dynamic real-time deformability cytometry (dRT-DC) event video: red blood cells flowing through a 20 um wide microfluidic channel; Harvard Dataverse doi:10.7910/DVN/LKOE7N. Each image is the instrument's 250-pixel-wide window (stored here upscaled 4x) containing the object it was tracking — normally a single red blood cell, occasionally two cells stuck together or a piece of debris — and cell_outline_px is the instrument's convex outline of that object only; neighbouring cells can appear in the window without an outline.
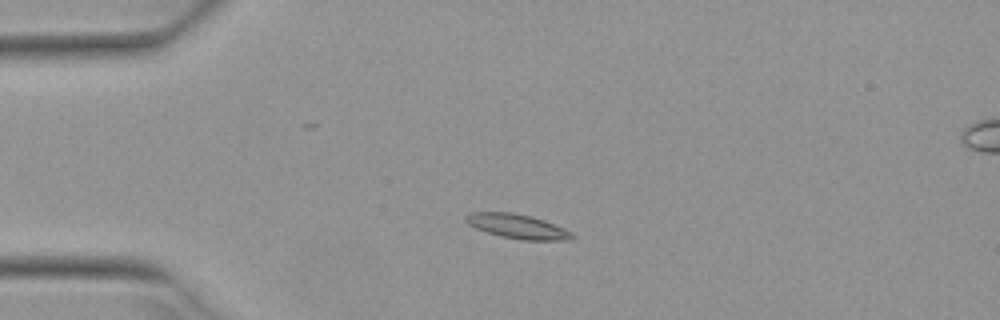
{"species": "Egyptian fruit bat (a non-hibernating species)", "species_latin": "Rousettus aegyptiacus", "temperature_condition": "warm", "stored_images_in_passage": 5, "camera_frame_rate_fps": 3000, "um_per_image_px": 0.085, "animal": {"sex": "female"}, "frame": {"image": 1, "passage_image": 3, "time_ms": 0.667, "image_size_px": [1000, 320], "cell_outline_px": [[576, 236], [572, 240], [524, 240], [500, 236], [476, 228], [468, 224], [464, 220], [464, 216], [468, 212], [512, 212], [532, 216], [544, 220], [564, 228], [572, 232]], "centroid_in_image_um": [43.99, 19.23], "position_along_channel_um": 41.0, "area_um2": 15.26}}
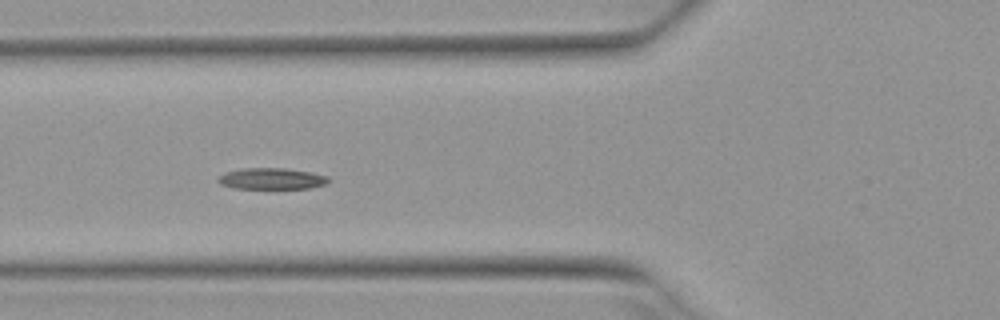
{"frame": {"image": 2, "passage_image": 5, "time_ms": 1.333, "image_size_px": [1000, 320], "cell_outline_px": [[332, 180], [328, 184], [308, 188], [236, 188], [220, 184], [216, 180], [224, 172], [244, 168], [284, 168], [312, 172], [328, 176]], "centroid_in_image_um": [23.14, 15.18], "position_along_channel_um": 102.7, "area_um2": 13.76}}